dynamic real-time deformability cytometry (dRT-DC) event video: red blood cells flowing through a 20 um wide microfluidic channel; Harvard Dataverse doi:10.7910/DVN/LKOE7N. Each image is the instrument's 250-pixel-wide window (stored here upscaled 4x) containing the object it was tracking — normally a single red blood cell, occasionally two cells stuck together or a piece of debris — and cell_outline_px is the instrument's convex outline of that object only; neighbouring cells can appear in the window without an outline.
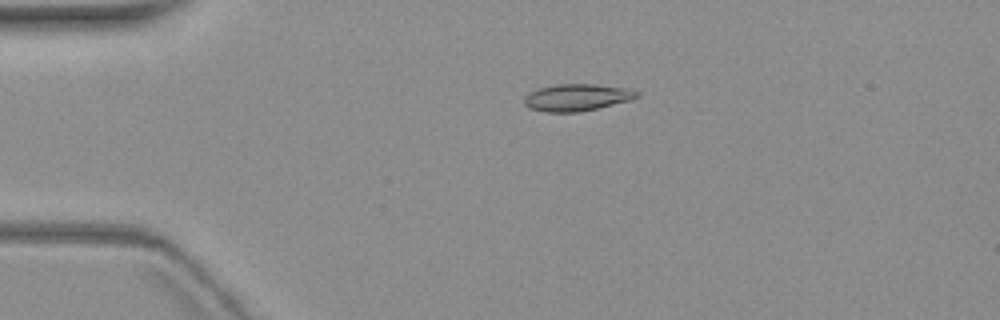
{"species": "common noctule bat (a hibernating species)", "species_latin": "Nyctalus noctula", "temperature_condition": "warm", "stored_images_in_passage": 3, "camera_frame_rate_fps": 3000, "um_per_image_px": 0.085, "animal": {"sex": "female", "body_mass_g": 19.3, "forearm_length_mm": 54.1}, "frame": {"image": 1, "passage_image": 2, "time_ms": 3.667, "image_size_px": [1000, 320], "cell_outline_px": [[640, 96], [632, 100], [580, 112], [544, 112], [528, 108], [524, 104], [524, 96], [528, 92], [540, 88], [556, 84], [596, 84], [628, 88], [640, 92]], "centroid_in_image_um": [49.04, 8.28], "position_along_channel_um": 36.0, "area_um2": 17.98}}